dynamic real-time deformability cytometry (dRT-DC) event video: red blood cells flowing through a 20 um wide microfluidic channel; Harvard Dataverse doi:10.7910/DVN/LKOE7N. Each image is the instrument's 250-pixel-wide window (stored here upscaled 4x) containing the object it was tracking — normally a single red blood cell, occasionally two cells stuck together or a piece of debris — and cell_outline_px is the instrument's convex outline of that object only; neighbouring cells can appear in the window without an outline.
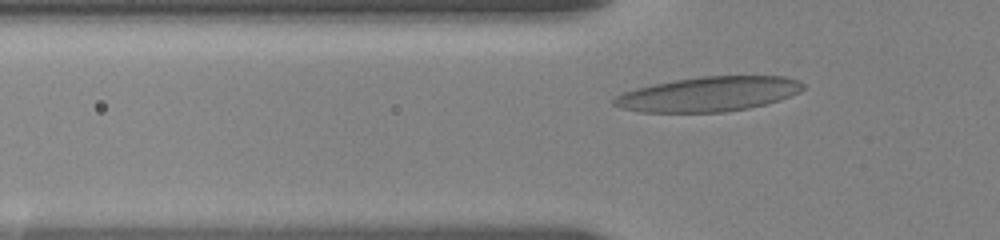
{"species": "human", "species_latin": "Homo sapiens", "temperature_condition": "room temperature", "stored_images_in_passage": 15, "camera_frame_rate_fps": 3000, "um_per_image_px": 0.085, "donor": {"sex": "female"}, "frame": {"image": 1, "passage_image": 9, "time_ms": 3.0, "image_size_px": [1000, 240], "cell_outline_px": [[804, 88], [800, 92], [780, 100], [748, 108], [724, 112], [640, 112], [620, 108], [612, 104], [612, 100], [616, 96], [624, 92], [636, 88], [676, 80], [700, 76], [784, 76], [796, 80], [804, 84]], "centroid_in_image_um": [60.23, 8.0], "position_along_channel_um": 65.6, "area_um2": 38.09}}
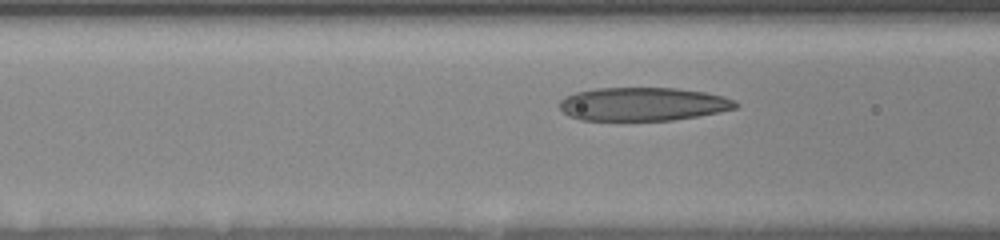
{"frame": {"image": 2, "passage_image": 13, "time_ms": 4.333, "image_size_px": [1000, 240], "cell_outline_px": [[740, 104], [736, 108], [696, 116], [672, 120], [580, 120], [568, 116], [560, 108], [560, 100], [564, 96], [576, 92], [596, 88], [676, 88], [704, 92], [724, 96], [736, 100]], "centroid_in_image_um": [54.63, 8.84], "position_along_channel_um": 112.0, "area_um2": 34.28}}